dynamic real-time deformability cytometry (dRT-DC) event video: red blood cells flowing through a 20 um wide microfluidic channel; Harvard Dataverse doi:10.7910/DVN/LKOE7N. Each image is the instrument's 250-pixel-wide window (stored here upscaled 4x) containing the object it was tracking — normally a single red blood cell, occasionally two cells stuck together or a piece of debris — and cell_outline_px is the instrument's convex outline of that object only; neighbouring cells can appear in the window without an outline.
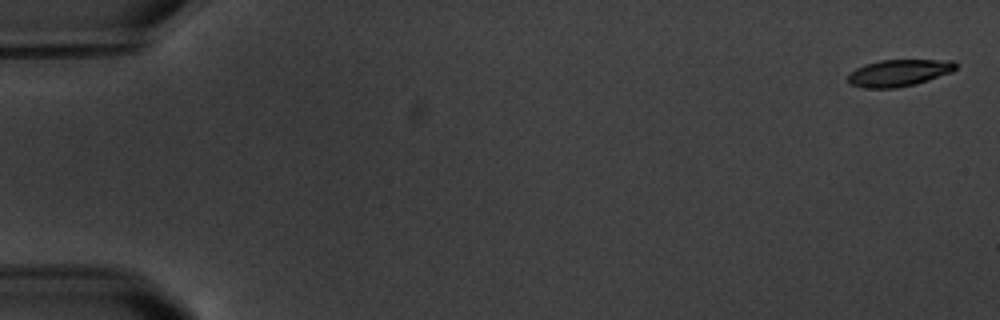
{"species": "common noctule bat (a hibernating species)", "species_latin": "Nyctalus noctula", "temperature_condition": "warm", "stored_images_in_passage": 4, "camera_frame_rate_fps": 3000, "um_per_image_px": 0.085, "animal": {"sex": "male", "body_mass_g": 20.1, "forearm_length_mm": 53.5}, "frame": {"image": 1, "passage_image": 1, "time_ms": 0.0, "image_size_px": [1000, 320], "cell_outline_px": [[956, 68], [952, 72], [916, 84], [896, 88], [864, 88], [848, 84], [848, 72], [864, 64], [880, 60], [952, 60], [956, 64]], "centroid_in_image_um": [76.36, 6.2], "position_along_channel_um": 8.6, "area_um2": 16.99}}